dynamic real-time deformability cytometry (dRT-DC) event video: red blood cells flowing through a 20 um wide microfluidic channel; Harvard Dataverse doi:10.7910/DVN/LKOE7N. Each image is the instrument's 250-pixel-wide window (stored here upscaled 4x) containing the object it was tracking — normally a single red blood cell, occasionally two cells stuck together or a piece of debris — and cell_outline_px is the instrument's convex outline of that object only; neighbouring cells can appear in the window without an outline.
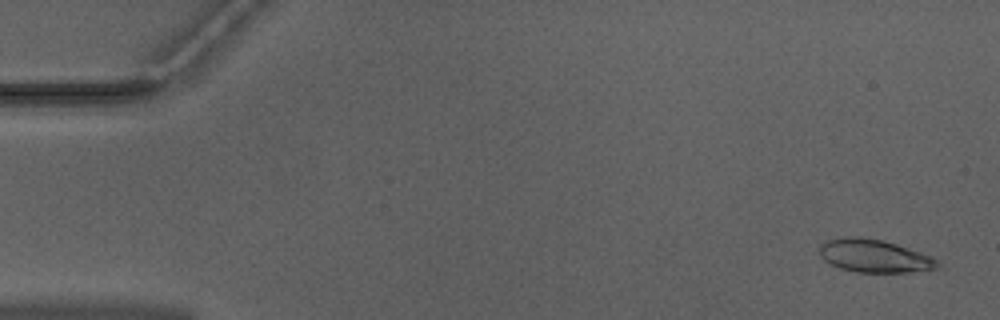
{"species": "Egyptian fruit bat (a non-hibernating species)", "species_latin": "Rousettus aegyptiacus", "temperature_condition": "warm", "stored_images_in_passage": 51, "camera_frame_rate_fps": 3000, "um_per_image_px": 0.085, "animal": {"sex": "male"}, "frame": {"image": 1, "passage_image": 2, "time_ms": 0.333, "image_size_px": [1000, 320], "cell_outline_px": [[940, 264], [936, 268], [908, 272], [856, 272], [840, 268], [824, 260], [820, 256], [820, 244], [828, 240], [844, 236], [860, 236], [884, 240], [932, 256]], "centroid_in_image_um": [74.29, 21.74], "position_along_channel_um": 10.7, "area_um2": 22.6}}
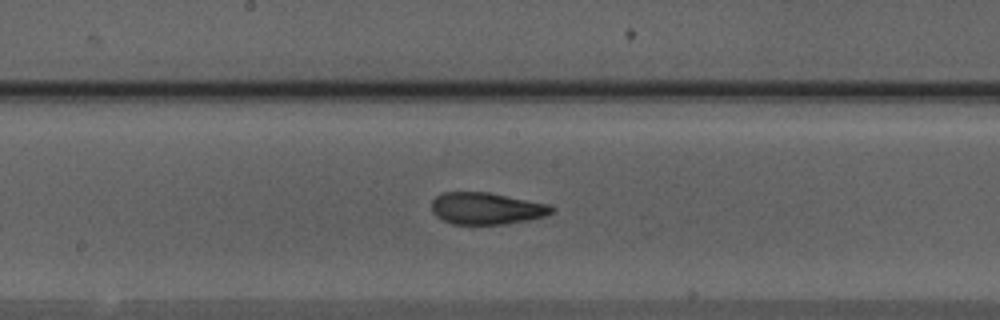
{"frame": {"image": 2, "passage_image": 27, "time_ms": 8.667, "image_size_px": [1000, 320], "cell_outline_px": [[556, 208], [552, 212], [544, 216], [528, 220], [504, 224], [452, 224], [440, 220], [432, 212], [432, 200], [436, 196], [444, 192], [488, 192], [548, 204]], "centroid_in_image_um": [41.31, 17.72], "position_along_channel_um": 206.9, "area_um2": 22.31}}
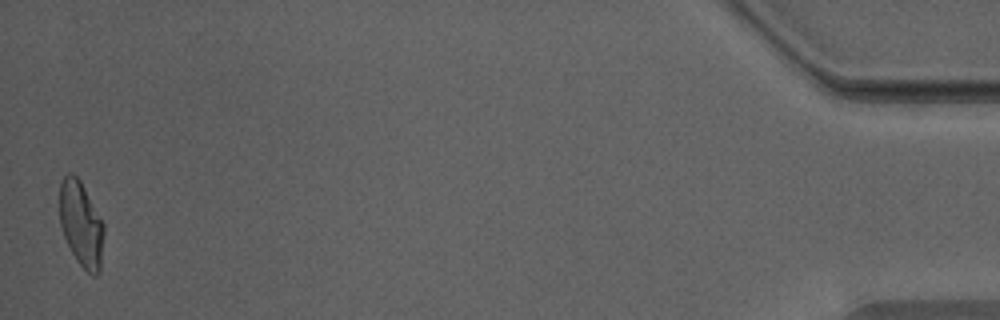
{"frame": {"image": 3, "passage_image": 51, "time_ms": 16.667, "image_size_px": [1000, 320], "cell_outline_px": [[104, 232], [100, 272], [96, 276], [92, 276], [76, 260], [64, 236], [60, 224], [60, 180], [68, 172], [72, 172], [80, 180], [104, 224]], "centroid_in_image_um": [6.9, 19.04], "position_along_channel_um": 428.3, "area_um2": 21.96}, "authors_computed_cell_mechanics": {"area_um2": 22.3108, "velocity_mm_per_s": 3.9765, "shape_relaxation_time_tau1_ms": 5.6351, "shape_relaxation_time_tau2_ms": 1.6171, "deformation_change_tau1": 0.1981, "deformation_change_tau2": 0.0928}}